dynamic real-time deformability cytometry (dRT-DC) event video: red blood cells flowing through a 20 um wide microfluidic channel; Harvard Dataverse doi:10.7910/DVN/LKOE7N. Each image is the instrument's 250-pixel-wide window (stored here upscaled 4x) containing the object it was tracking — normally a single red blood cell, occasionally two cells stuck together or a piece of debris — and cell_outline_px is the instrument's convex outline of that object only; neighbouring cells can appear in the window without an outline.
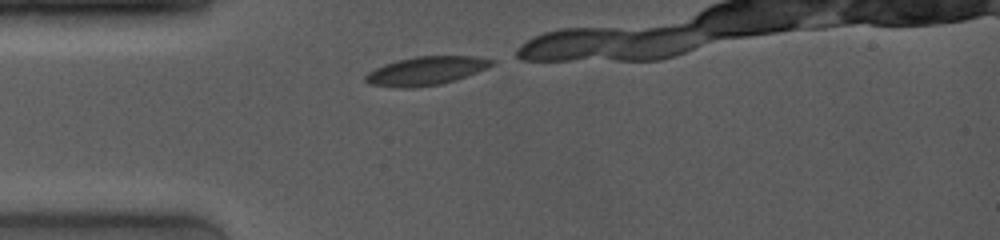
{"species": "common noctule bat (a hibernating species)", "species_latin": "Nyctalus noctula", "temperature_condition": "room temperature", "stored_images_in_passage": 24, "camera_frame_rate_fps": 4000, "um_per_image_px": 0.085, "animal": {"sex": "female", "body_mass_g": 19.0, "forearm_length_mm": 53.3}, "frame": {"image": 1, "passage_image": 1, "time_ms": 0.0, "image_size_px": [1000, 240], "cell_outline_px": [[496, 64], [456, 80], [440, 84], [412, 88], [392, 88], [372, 84], [364, 80], [364, 76], [368, 72], [384, 64], [396, 60], [416, 56], [472, 56], [496, 60]], "centroid_in_image_um": [36.2, 6.02], "position_along_channel_um": 48.8, "area_um2": 21.1}}